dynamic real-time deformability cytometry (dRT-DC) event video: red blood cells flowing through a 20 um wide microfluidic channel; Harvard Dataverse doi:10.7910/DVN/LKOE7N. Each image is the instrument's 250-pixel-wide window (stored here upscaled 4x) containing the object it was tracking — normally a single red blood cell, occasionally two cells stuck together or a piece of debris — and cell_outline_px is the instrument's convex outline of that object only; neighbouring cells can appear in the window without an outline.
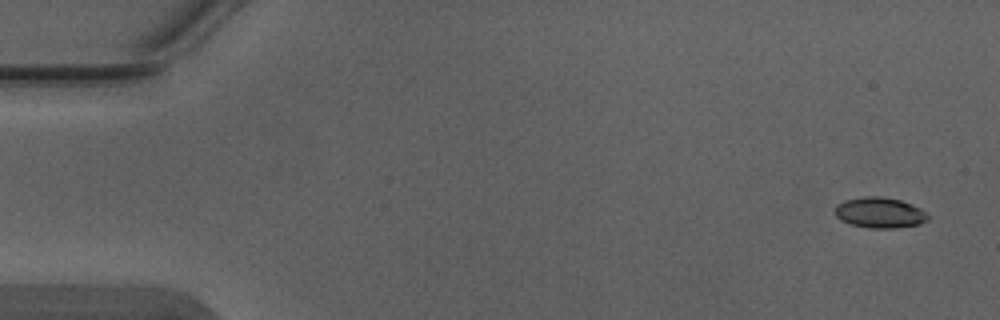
{"species": "Egyptian fruit bat (a non-hibernating species)", "species_latin": "Rousettus aegyptiacus", "temperature_condition": "warm", "stored_images_in_passage": 4, "camera_frame_rate_fps": 3000, "um_per_image_px": 0.085, "animal": {"sex": "male"}, "frame": {"image": 1, "passage_image": 1, "time_ms": 0.0, "image_size_px": [1000, 320], "cell_outline_px": [[928, 220], [920, 224], [892, 228], [868, 228], [852, 224], [840, 220], [836, 216], [836, 204], [844, 200], [864, 196], [880, 196], [900, 200], [912, 204], [920, 208], [928, 216]], "centroid_in_image_um": [74.76, 18.07], "position_along_channel_um": 10.2, "area_um2": 16.53}}